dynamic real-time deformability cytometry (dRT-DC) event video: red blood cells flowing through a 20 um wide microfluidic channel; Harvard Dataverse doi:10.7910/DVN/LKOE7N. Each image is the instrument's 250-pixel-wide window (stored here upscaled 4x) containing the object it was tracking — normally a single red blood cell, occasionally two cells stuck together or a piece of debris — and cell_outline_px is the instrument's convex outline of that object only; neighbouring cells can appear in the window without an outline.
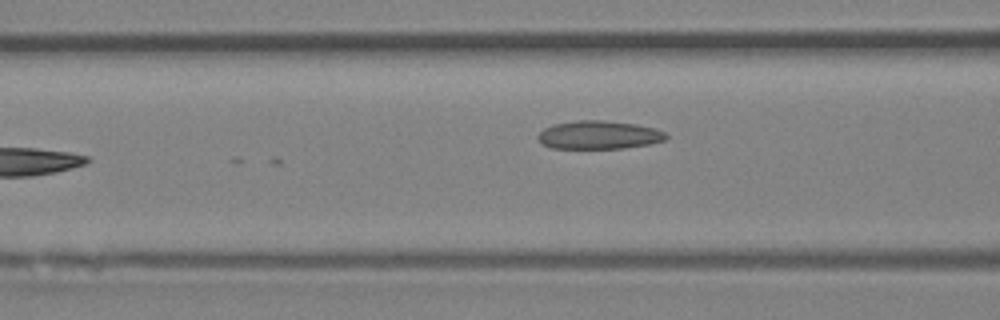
{"species": "Egyptian fruit bat (a non-hibernating species)", "species_latin": "Rousettus aegyptiacus", "temperature_condition": "room temperature", "stored_images_in_passage": 4, "camera_frame_rate_fps": 3000, "um_per_image_px": 0.085, "animal": {"sex": "female"}, "frame": {"image": 1, "passage_image": 4, "time_ms": 1.0, "image_size_px": [1000, 320], "cell_outline_px": [[668, 136], [664, 140], [648, 144], [624, 148], [552, 148], [544, 144], [536, 136], [544, 128], [552, 124], [576, 120], [600, 120], [636, 124], [656, 128], [668, 132]], "centroid_in_image_um": [50.93, 11.46], "position_along_channel_um": 115.7, "area_um2": 21.15}}